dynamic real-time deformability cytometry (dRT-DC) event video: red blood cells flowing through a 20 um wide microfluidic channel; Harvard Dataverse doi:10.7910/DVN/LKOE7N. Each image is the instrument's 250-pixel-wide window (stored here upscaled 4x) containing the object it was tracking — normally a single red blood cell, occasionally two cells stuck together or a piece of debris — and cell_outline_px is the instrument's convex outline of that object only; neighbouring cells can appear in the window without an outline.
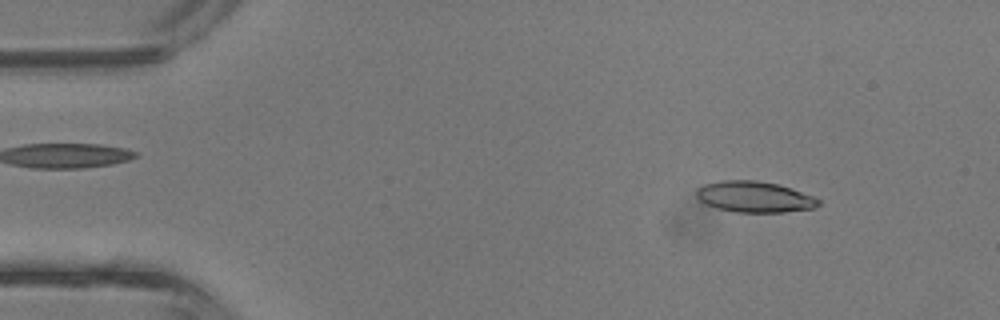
{"species": "common noctule bat (a hibernating species)", "species_latin": "Nyctalus noctula", "temperature_condition": "room temperature", "stored_images_in_passage": 41, "camera_frame_rate_fps": 3000, "um_per_image_px": 0.085, "animal": {"sex": "male", "body_mass_g": 13.3}, "frame": {"image": 1, "passage_image": 4, "time_ms": 1.0, "image_size_px": [1000, 320], "cell_outline_px": [[820, 204], [816, 208], [784, 212], [736, 212], [716, 208], [704, 204], [696, 196], [696, 188], [704, 184], [720, 180], [756, 180], [780, 184], [792, 188], [812, 196], [820, 200]], "centroid_in_image_um": [64.11, 16.73], "position_along_channel_um": 20.9, "area_um2": 22.31}}
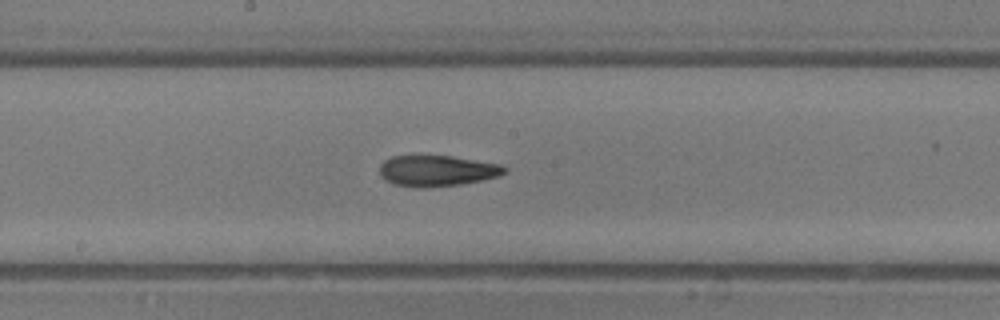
{"frame": {"image": 2, "passage_image": 21, "time_ms": 6.667, "image_size_px": [1000, 320], "cell_outline_px": [[508, 172], [500, 176], [484, 180], [460, 184], [420, 188], [392, 184], [380, 176], [380, 164], [384, 160], [392, 156], [452, 156], [500, 164], [508, 168]], "centroid_in_image_um": [37.17, 14.52], "position_along_channel_um": 211.0, "area_um2": 22.66}}
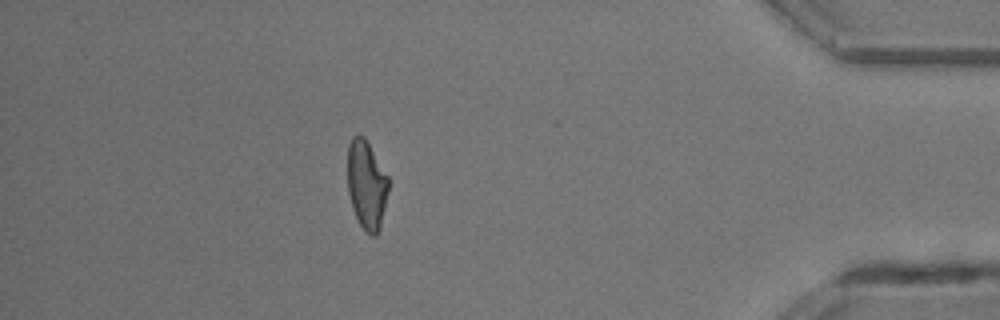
{"frame": {"image": 3, "passage_image": 36, "time_ms": 11.667, "image_size_px": [1000, 320], "cell_outline_px": [[388, 192], [380, 228], [376, 236], [372, 236], [364, 232], [352, 208], [348, 192], [348, 144], [352, 136], [364, 136], [388, 176]], "centroid_in_image_um": [31.15, 15.73], "position_along_channel_um": 404.0, "area_um2": 21.15}, "authors_computed_cell_mechanics": {"area_um2": 22.0796, "velocity_mm_per_s": 4.8452, "shape_relaxation_time_tau1_ms": null, "shape_relaxation_time_tau2_ms": 6.9594, "deformation_change_tau1": null, "deformation_change_tau2": 0.1809}}